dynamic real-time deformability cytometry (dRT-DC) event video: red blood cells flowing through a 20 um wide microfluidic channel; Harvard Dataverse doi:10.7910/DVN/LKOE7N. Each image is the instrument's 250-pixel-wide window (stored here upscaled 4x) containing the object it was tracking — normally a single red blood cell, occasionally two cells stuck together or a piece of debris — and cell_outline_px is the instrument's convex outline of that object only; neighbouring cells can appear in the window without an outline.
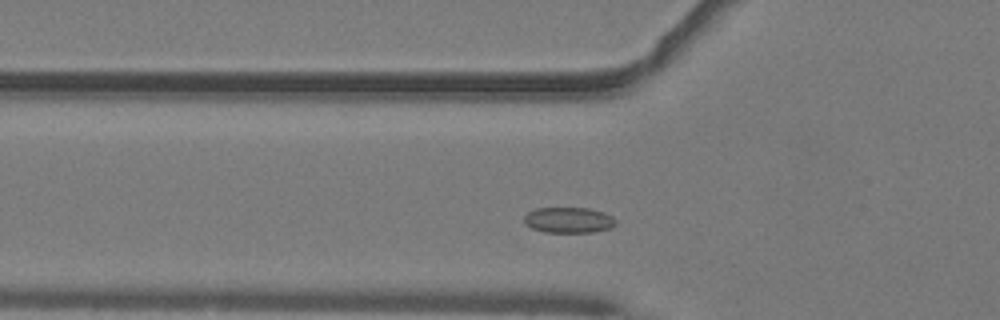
{"species": "common noctule bat (a hibernating species)", "species_latin": "Nyctalus noctula", "temperature_condition": "warm", "stored_images_in_passage": 40, "camera_frame_rate_fps": 3000, "um_per_image_px": 0.085, "animal": {"sex": "male", "body_mass_g": 19.2, "forearm_length_mm": 51.8}, "frame": {"image": 1, "passage_image": 6, "time_ms": 1.667, "image_size_px": [1000, 320], "cell_outline_px": [[616, 224], [612, 228], [592, 232], [544, 232], [532, 228], [524, 224], [524, 216], [528, 212], [536, 208], [588, 208], [604, 212], [612, 216], [616, 220]], "centroid_in_image_um": [48.34, 18.7], "position_along_channel_um": 77.5, "area_um2": 13.81}}
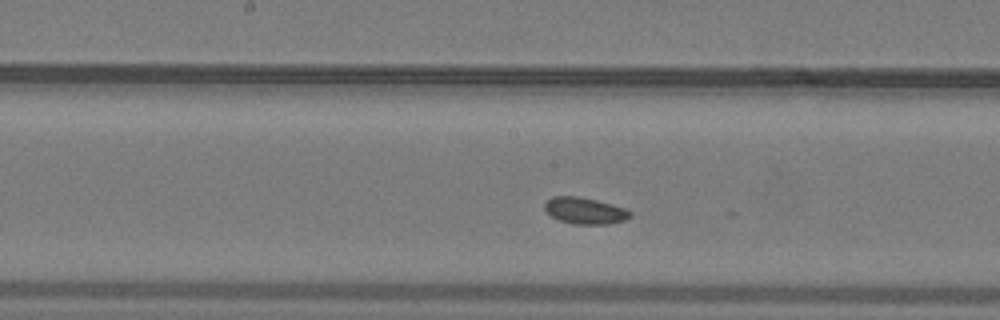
{"frame": {"image": 2, "passage_image": 15, "time_ms": 4.667, "image_size_px": [1000, 320], "cell_outline_px": [[632, 216], [624, 220], [608, 224], [572, 224], [560, 220], [552, 216], [544, 208], [544, 200], [552, 196], [580, 196], [612, 204], [624, 208], [632, 212]], "centroid_in_image_um": [49.7, 17.9], "position_along_channel_um": 198.5, "area_um2": 13.29}}
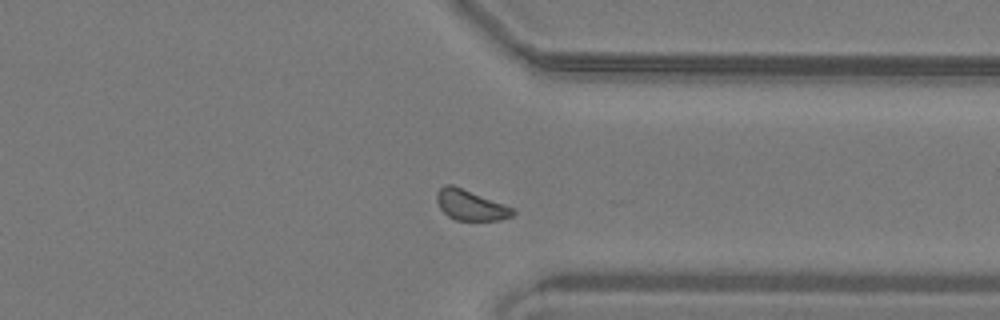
{"frame": {"image": 3, "passage_image": 28, "time_ms": 9.0, "image_size_px": [1000, 320], "cell_outline_px": [[516, 212], [512, 216], [500, 220], [456, 220], [448, 216], [440, 208], [436, 200], [436, 192], [444, 184], [452, 184], [512, 208]], "centroid_in_image_um": [39.95, 17.43], "position_along_channel_um": 371.5, "area_um2": 13.24}, "authors_computed_cell_mechanics": {"area_um2": 13.4963, "velocity_mm_per_s": 4.0256, "shape_relaxation_time_tau1_ms": null, "shape_relaxation_time_tau2_ms": 11.3897, "deformation_change_tau1": null, "deformation_change_tau2": 0.1516}}